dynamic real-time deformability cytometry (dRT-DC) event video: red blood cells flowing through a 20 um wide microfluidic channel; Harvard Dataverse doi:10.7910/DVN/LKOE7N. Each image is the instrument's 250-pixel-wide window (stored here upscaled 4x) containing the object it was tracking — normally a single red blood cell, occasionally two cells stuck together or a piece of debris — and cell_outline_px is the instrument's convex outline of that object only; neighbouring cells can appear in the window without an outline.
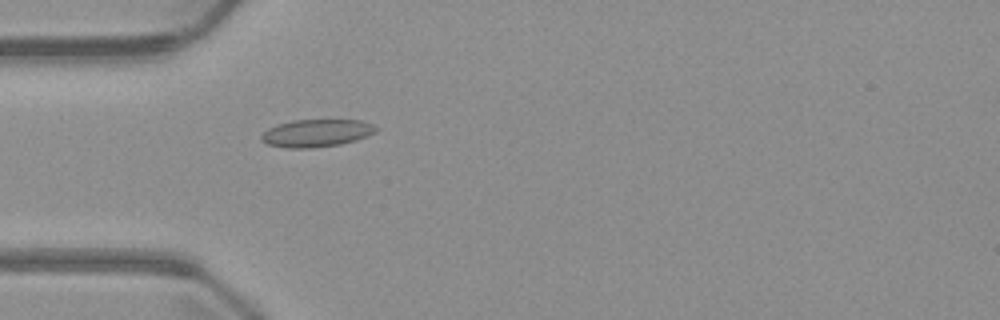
{"species": "common noctule bat (a hibernating species)", "species_latin": "Nyctalus noctula", "temperature_condition": "warm", "stored_images_in_passage": 3, "camera_frame_rate_fps": 3000, "um_per_image_px": 0.085, "animal": {"sex": "male", "body_mass_g": 23.1, "forearm_length_mm": 52.7}, "frame": {"image": 1, "passage_image": 3, "time_ms": 2.333, "image_size_px": [1000, 320], "cell_outline_px": [[380, 128], [376, 132], [356, 140], [340, 144], [312, 148], [288, 148], [268, 144], [260, 140], [260, 136], [268, 128], [292, 120], [360, 120], [372, 124]], "centroid_in_image_um": [26.91, 11.31], "position_along_channel_um": 58.1, "area_um2": 18.38}}